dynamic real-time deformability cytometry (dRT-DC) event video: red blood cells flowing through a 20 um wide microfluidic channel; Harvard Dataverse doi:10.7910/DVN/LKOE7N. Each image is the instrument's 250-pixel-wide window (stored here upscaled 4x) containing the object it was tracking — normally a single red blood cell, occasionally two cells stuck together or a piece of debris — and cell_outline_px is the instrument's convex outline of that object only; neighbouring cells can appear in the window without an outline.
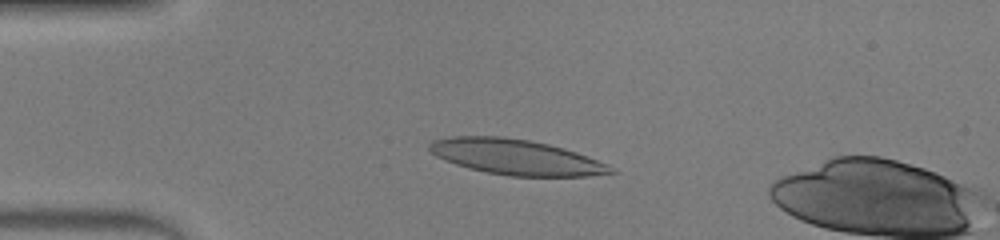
{"species": "human", "species_latin": "Homo sapiens", "temperature_condition": "warm", "stored_images_in_passage": 14, "camera_frame_rate_fps": 3000, "um_per_image_px": 0.085, "donor": {"sex": "male"}, "frame": {"image": 1, "passage_image": 10, "time_ms": 3.0, "image_size_px": [1000, 240], "cell_outline_px": [[616, 172], [588, 176], [508, 176], [468, 168], [444, 160], [436, 156], [428, 148], [428, 144], [432, 140], [452, 136], [504, 136], [528, 140], [548, 144], [564, 148], [588, 156], [608, 164], [616, 168]], "centroid_in_image_um": [43.86, 13.34], "position_along_channel_um": 41.1, "area_um2": 37.45}}